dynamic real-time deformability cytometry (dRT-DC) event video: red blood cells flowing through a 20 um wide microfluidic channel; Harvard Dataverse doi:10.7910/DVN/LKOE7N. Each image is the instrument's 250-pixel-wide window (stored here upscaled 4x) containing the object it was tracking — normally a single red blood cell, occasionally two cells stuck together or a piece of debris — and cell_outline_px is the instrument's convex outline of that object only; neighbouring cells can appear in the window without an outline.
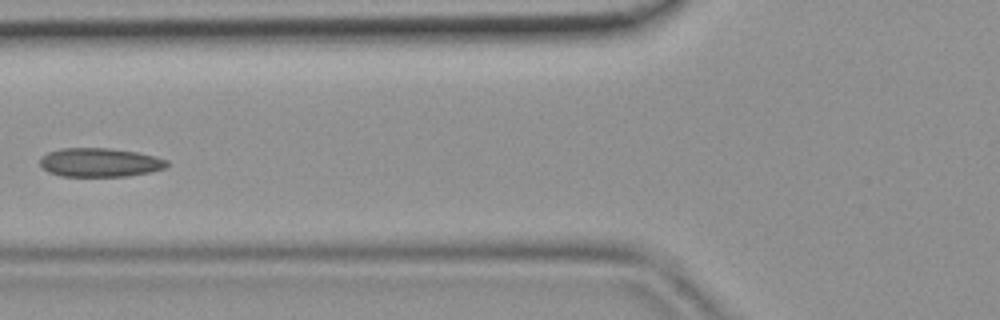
{"species": "common noctule bat (a hibernating species)", "species_latin": "Nyctalus noctula", "temperature_condition": "room temperature", "stored_images_in_passage": 5, "camera_frame_rate_fps": 3000, "um_per_image_px": 0.085, "animal": {"sex": "female", "body_mass_g": 19.9}, "frame": {"image": 1, "passage_image": 5, "time_ms": 1.333, "image_size_px": [1000, 320], "cell_outline_px": [[168, 164], [164, 168], [148, 172], [128, 176], [60, 176], [48, 172], [40, 164], [40, 156], [48, 152], [64, 148], [112, 148], [136, 152], [156, 156], [168, 160]], "centroid_in_image_um": [8.47, 13.8], "position_along_channel_um": 117.3, "area_um2": 21.33}}